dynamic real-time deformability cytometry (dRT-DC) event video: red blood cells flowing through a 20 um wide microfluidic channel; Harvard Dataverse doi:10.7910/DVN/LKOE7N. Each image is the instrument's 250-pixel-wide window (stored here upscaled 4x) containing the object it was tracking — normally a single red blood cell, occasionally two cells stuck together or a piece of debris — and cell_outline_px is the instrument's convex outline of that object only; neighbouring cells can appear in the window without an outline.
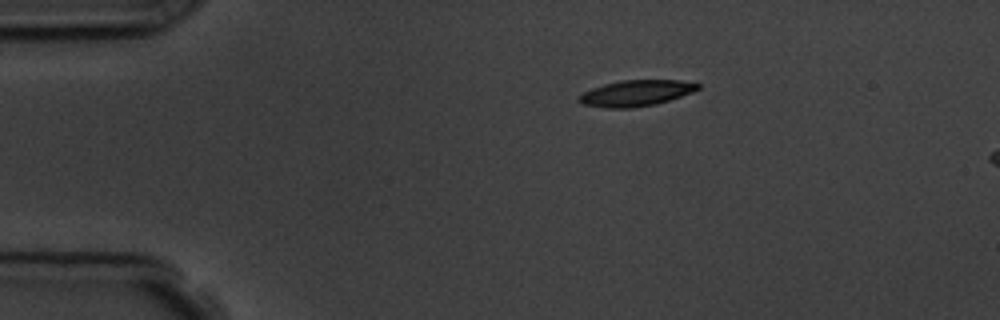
{"species": "common noctule bat (a hibernating species)", "species_latin": "Nyctalus noctula", "temperature_condition": "room temperature", "stored_images_in_passage": 7, "camera_frame_rate_fps": 3000, "um_per_image_px": 0.085, "animal": {"sex": "male", "body_mass_g": 19.5, "forearm_length_mm": 54.6}, "frame": {"image": 1, "passage_image": 1, "time_ms": 0.0, "image_size_px": [1000, 320], "cell_outline_px": [[700, 88], [692, 92], [656, 104], [632, 108], [604, 108], [580, 104], [576, 100], [584, 92], [592, 88], [604, 84], [620, 80], [680, 80], [700, 84]], "centroid_in_image_um": [54.02, 7.92], "position_along_channel_um": 31.0, "area_um2": 18.03}}